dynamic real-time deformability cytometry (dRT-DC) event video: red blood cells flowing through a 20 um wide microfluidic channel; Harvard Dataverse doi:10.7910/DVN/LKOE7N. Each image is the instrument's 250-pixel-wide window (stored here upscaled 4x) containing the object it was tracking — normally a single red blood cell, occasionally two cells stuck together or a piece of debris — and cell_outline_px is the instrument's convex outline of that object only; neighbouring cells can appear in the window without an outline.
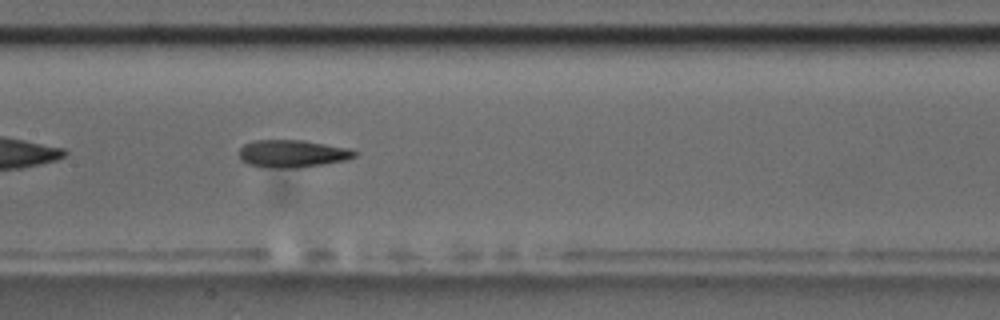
{"species": "common noctule bat (a hibernating species)", "species_latin": "Nyctalus noctula", "temperature_condition": "room temperature", "stored_images_in_passage": 40, "camera_frame_rate_fps": 3000, "um_per_image_px": 0.085, "animal": {"sex": "male", "body_mass_g": 17.5, "forearm_length_mm": 52.3}, "frame": {"image": 1, "passage_image": 12, "time_ms": 3.667, "image_size_px": [1000, 320], "cell_outline_px": [[360, 152], [356, 156], [344, 160], [320, 164], [292, 168], [272, 168], [248, 164], [240, 160], [240, 148], [244, 144], [256, 140], [304, 140], [348, 148]], "centroid_in_image_um": [24.84, 13.05], "position_along_channel_um": 182.6, "area_um2": 18.38}, "authors_computed_cell_mechanics": {"area_um2": 18.7561, "velocity_mm_per_s": 3.6393, "shape_relaxation_time_tau1_ms": 6.8152, "shape_relaxation_time_tau2_ms": 6.6784, "deformation_change_tau1": 0.1915, "deformation_change_tau2": 0.1455}}